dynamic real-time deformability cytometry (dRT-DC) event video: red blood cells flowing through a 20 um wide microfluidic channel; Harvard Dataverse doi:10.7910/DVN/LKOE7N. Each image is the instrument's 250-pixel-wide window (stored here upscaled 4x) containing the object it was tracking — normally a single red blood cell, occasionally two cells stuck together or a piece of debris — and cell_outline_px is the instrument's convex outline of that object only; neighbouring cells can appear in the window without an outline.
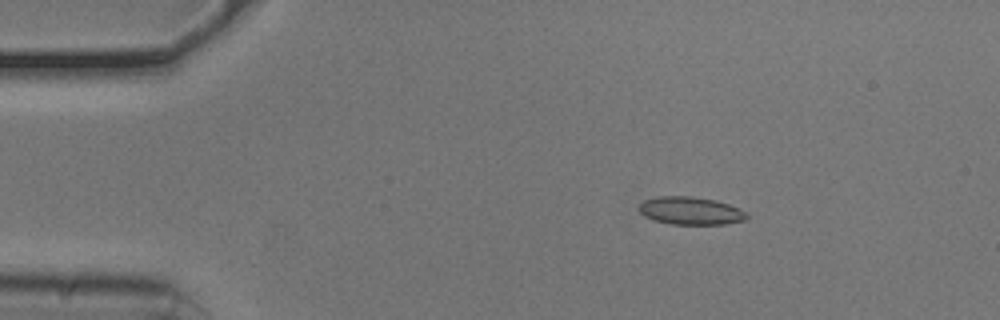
{"species": "common noctule bat (a hibernating species)", "species_latin": "Nyctalus noctula", "temperature_condition": "cold", "stored_images_in_passage": 53, "camera_frame_rate_fps": 3000, "um_per_image_px": 0.085, "animal": {"sex": "male", "body_mass_g": 20.5, "forearm_length_mm": 52.5}, "frame": {"image": 1, "passage_image": 9, "time_ms": 2.667, "image_size_px": [1000, 320], "cell_outline_px": [[748, 216], [744, 220], [724, 224], [672, 224], [656, 220], [644, 216], [636, 208], [644, 200], [660, 196], [692, 196], [716, 200], [740, 208]], "centroid_in_image_um": [58.68, 17.9], "position_along_channel_um": 26.3, "area_um2": 17.4}}
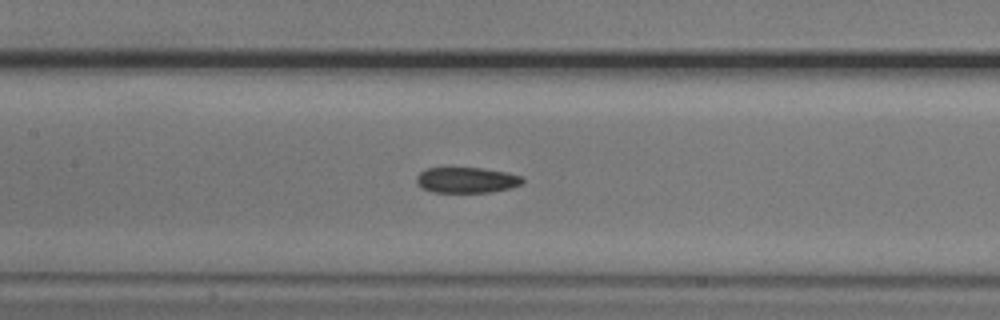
{"frame": {"image": 2, "passage_image": 25, "time_ms": 8.0, "image_size_px": [1000, 320], "cell_outline_px": [[524, 180], [520, 184], [512, 188], [488, 192], [432, 192], [420, 188], [416, 184], [416, 176], [424, 168], [484, 168], [508, 172], [524, 176]], "centroid_in_image_um": [39.65, 15.3], "position_along_channel_um": 167.8, "area_um2": 16.13}}
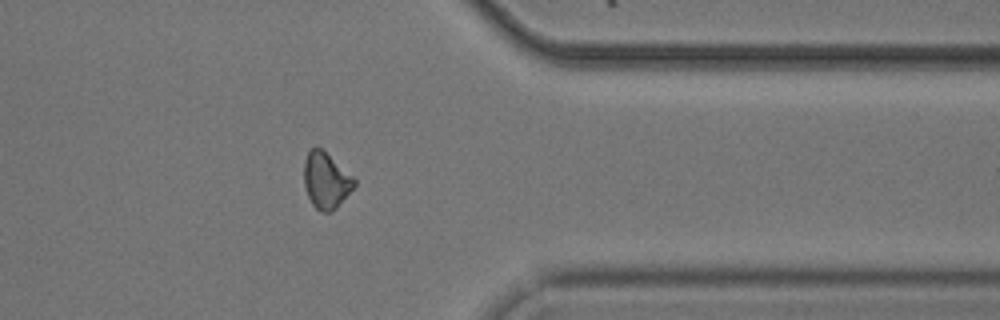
{"frame": {"image": 3, "passage_image": 43, "time_ms": 14.0, "image_size_px": [1000, 320], "cell_outline_px": [[356, 184], [336, 208], [332, 212], [320, 212], [312, 204], [308, 196], [304, 184], [304, 160], [308, 152], [312, 148], [320, 148], [352, 176], [356, 180]], "centroid_in_image_um": [27.69, 15.37], "position_along_channel_um": 383.7, "area_um2": 16.07}, "authors_computed_cell_mechanics": {"area_um2": 16.6464, "velocity_mm_per_s": 3.7951, "shape_relaxation_time_tau1_ms": null, "shape_relaxation_time_tau2_ms": 6.4735, "deformation_change_tau1": null, "deformation_change_tau2": 0.1273}}